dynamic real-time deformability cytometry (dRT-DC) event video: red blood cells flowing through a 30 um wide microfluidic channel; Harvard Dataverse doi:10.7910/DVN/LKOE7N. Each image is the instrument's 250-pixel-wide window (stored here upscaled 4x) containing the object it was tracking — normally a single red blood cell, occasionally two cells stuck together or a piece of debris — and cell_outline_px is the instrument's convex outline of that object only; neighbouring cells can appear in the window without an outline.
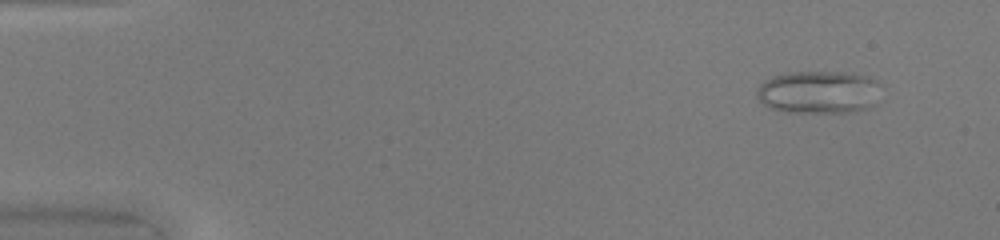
{"species": "common noctule bat (a hibernating species)", "species_latin": "Nyctalus noctula", "temperature_condition": "warm", "stored_images_in_passage": 50, "camera_frame_rate_fps": 3000, "um_per_image_px": 0.085, "animal": {"sex": "female", "body_mass_g": 20.0, "forearm_length_mm": 54.0}, "frame": {"image": 1, "passage_image": 5, "time_ms": 1.333, "image_size_px": [1000, 240], "cell_outline_px": [[884, 84], [876, 104], [868, 108], [852, 112], [784, 112], [772, 108], [764, 104], [756, 96], [756, 92], [760, 84], [764, 80], [772, 76], [788, 72], [844, 72], [868, 76]], "centroid_in_image_um": [69.65, 7.82], "position_along_channel_um": 15.3, "area_um2": 31.56}}
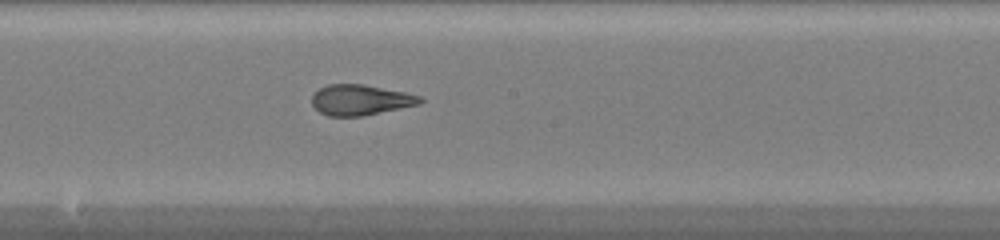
{"frame": {"image": 2, "passage_image": 28, "time_ms": 9.0, "image_size_px": [1000, 240], "cell_outline_px": [[424, 100], [420, 104], [364, 116], [328, 116], [320, 112], [312, 104], [312, 96], [320, 88], [328, 84], [364, 84], [408, 92], [420, 96]], "centroid_in_image_um": [30.67, 8.49], "position_along_channel_um": 217.5, "area_um2": 19.36}}
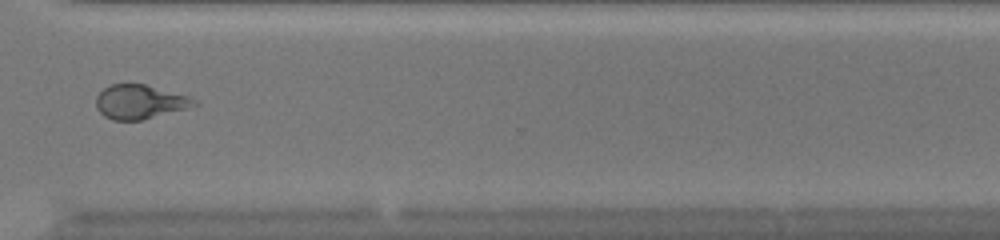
{"frame": {"image": 3, "passage_image": 38, "time_ms": 12.333, "image_size_px": [1000, 240], "cell_outline_px": [[200, 104], [188, 108], [140, 120], [112, 120], [104, 116], [96, 108], [96, 96], [104, 88], [112, 84], [144, 84], [192, 96]], "centroid_in_image_um": [11.91, 8.65], "position_along_channel_um": 358.7, "area_um2": 19.59}, "authors_computed_cell_mechanics": {"area_um2": 21.4727, "velocity_mm_per_s": 4.2372, "shape_relaxation_time_tau1_ms": null, "shape_relaxation_time_tau2_ms": 0.9879, "deformation_change_tau1": null, "deformation_change_tau2": 0.1026}}